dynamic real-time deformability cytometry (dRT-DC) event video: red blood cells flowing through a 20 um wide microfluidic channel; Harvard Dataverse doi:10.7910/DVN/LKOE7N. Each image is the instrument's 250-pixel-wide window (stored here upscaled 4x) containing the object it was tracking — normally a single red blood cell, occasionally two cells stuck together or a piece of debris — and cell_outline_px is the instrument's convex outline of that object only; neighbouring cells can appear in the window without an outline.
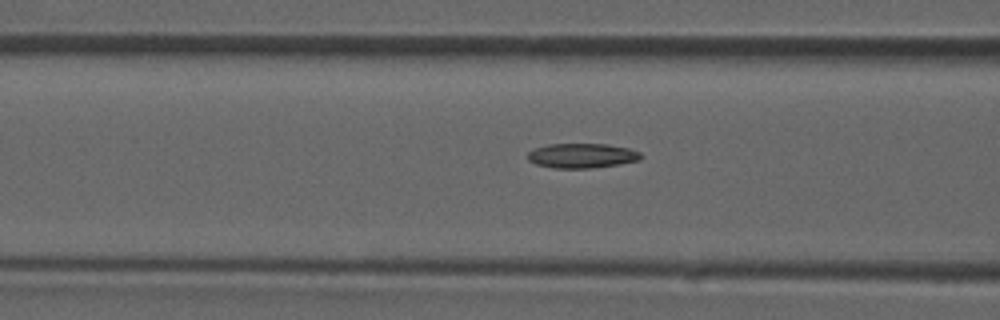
{"species": "common noctule bat (a hibernating species)", "species_latin": "Nyctalus noctula", "temperature_condition": "room temperature", "stored_images_in_passage": 44, "camera_frame_rate_fps": 3000, "um_per_image_px": 0.085, "animal": {"sex": "male", "forearm_length_mm": 52.5}, "frame": {"image": 1, "passage_image": 19, "time_ms": 6.0, "image_size_px": [1000, 320], "cell_outline_px": [[640, 156], [636, 160], [612, 164], [580, 168], [564, 168], [540, 164], [532, 160], [528, 156], [532, 152], [540, 148], [556, 144], [600, 144], [624, 148], [636, 152]], "centroid_in_image_um": [49.46, 13.22], "position_along_channel_um": 117.1, "area_um2": 14.62}}